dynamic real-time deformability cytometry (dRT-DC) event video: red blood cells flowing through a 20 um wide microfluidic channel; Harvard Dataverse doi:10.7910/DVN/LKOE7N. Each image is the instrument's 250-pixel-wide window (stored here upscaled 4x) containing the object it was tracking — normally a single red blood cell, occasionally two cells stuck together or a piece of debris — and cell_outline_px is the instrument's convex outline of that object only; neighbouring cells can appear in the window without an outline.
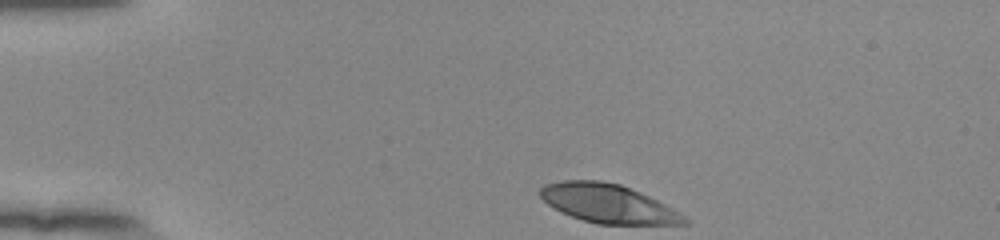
{"species": "human", "species_latin": "Homo sapiens", "temperature_condition": "room temperature", "stored_images_in_passage": 36, "camera_frame_rate_fps": 3000, "um_per_image_px": 0.085, "donor": {"sex": "female"}, "frame": {"image": 1, "passage_image": 1, "time_ms": 0.0, "image_size_px": [1000, 240], "cell_outline_px": [[688, 224], [596, 224], [560, 212], [548, 204], [540, 196], [540, 188], [544, 184], [560, 180], [600, 180], [620, 184], [640, 192], [688, 216]], "centroid_in_image_um": [51.68, 17.3], "position_along_channel_um": 33.3, "area_um2": 32.54}}
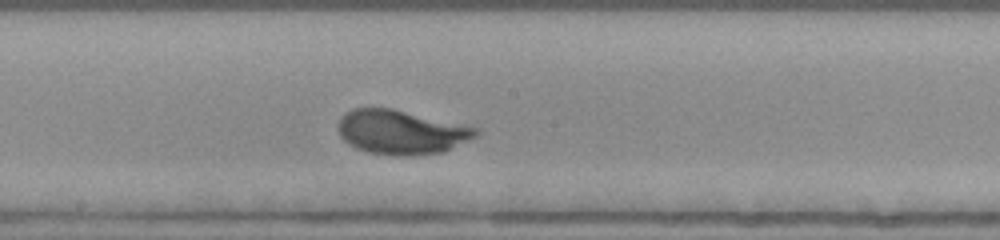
{"frame": {"image": 2, "passage_image": 20, "time_ms": 6.333, "image_size_px": [1000, 240], "cell_outline_px": [[480, 132], [476, 136], [444, 152], [412, 156], [392, 156], [368, 152], [356, 148], [348, 144], [340, 136], [340, 116], [344, 112], [352, 108], [392, 108], [480, 128]], "centroid_in_image_um": [34.11, 11.23], "position_along_channel_um": 214.1, "area_um2": 35.66}}
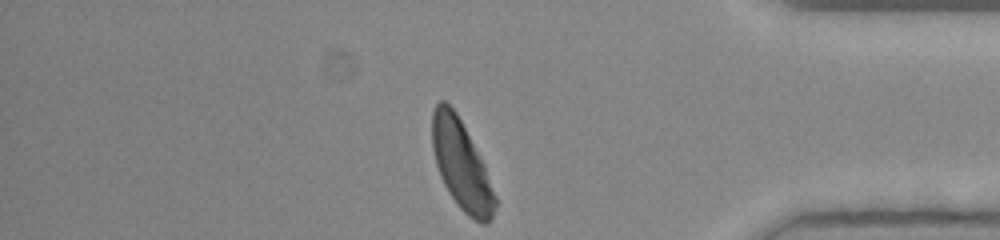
{"frame": {"image": 3, "passage_image": 36, "time_ms": 11.667, "image_size_px": [1000, 240], "cell_outline_px": [[496, 204], [492, 216], [484, 224], [468, 216], [456, 204], [448, 192], [440, 176], [436, 164], [432, 148], [432, 112], [436, 104], [440, 100], [444, 100], [456, 112], [484, 164], [496, 196]], "centroid_in_image_um": [39.2, 14.02], "position_along_channel_um": 396.0, "area_um2": 32.25}, "authors_computed_cell_mechanics": {"area_um2": 33.5529, "velocity_mm_per_s": 3.8382, "shape_relaxation_time_tau1_ms": 2.1684, "shape_relaxation_time_tau2_ms": null, "deformation_change_tau1": 0.1649, "deformation_change_tau2": null}}